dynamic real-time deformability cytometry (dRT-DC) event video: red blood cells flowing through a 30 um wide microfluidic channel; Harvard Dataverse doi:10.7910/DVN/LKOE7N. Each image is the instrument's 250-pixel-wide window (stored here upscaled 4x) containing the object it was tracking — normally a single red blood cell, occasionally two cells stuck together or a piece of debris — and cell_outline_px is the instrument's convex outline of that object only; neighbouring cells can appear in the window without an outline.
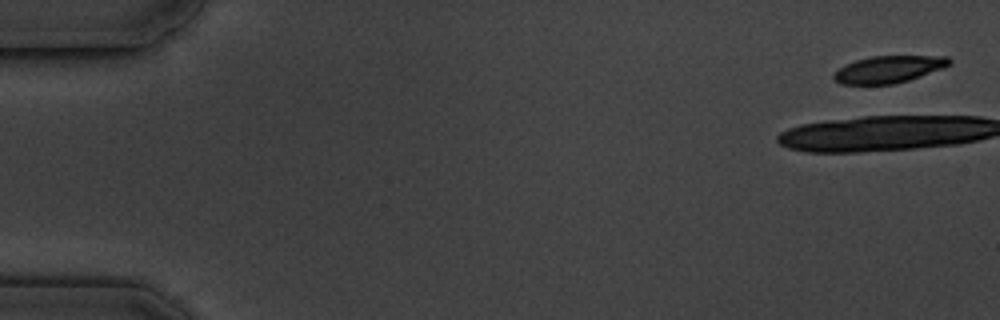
{"species": "common noctule bat (a hibernating species)", "species_latin": "Nyctalus noctula", "temperature_condition": "cold", "stored_images_in_passage": 16, "camera_frame_rate_fps": 3000, "um_per_image_px": 0.085, "animal": {"sex": "male", "body_mass_g": 19.5, "forearm_length_mm": 54.6}, "frame": {"image": 1, "passage_image": 1, "time_ms": 0.0, "image_size_px": [1000, 320], "cell_outline_px": [[952, 64], [944, 68], [908, 80], [892, 84], [840, 84], [832, 76], [844, 64], [856, 60], [872, 56], [948, 56], [952, 60]], "centroid_in_image_um": [75.57, 5.88], "position_along_channel_um": 9.4, "area_um2": 18.15}}
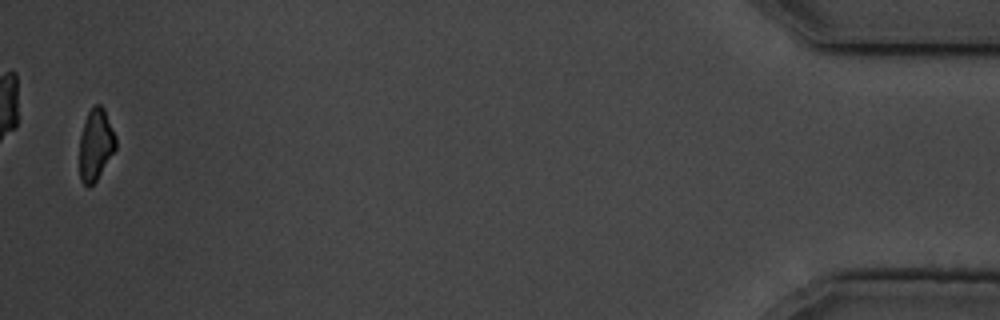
{"frame": {"image": 2, "passage_image": 16, "time_ms": 19.333, "image_size_px": [1000, 320], "cell_outline_px": [[116, 148], [96, 180], [88, 188], [80, 180], [80, 136], [88, 112], [96, 104], [100, 104], [104, 108], [116, 136]], "centroid_in_image_um": [8.14, 12.29], "position_along_channel_um": 427.1, "area_um2": 14.91}, "authors_computed_cell_mechanics": {"area_um2": 18.3226, "velocity_mm_per_s": 3.4819, "shape_relaxation_time_tau1_ms": 3.0406, "shape_relaxation_time_tau2_ms": null, "deformation_change_tau1": 0.0926, "deformation_change_tau2": null}}